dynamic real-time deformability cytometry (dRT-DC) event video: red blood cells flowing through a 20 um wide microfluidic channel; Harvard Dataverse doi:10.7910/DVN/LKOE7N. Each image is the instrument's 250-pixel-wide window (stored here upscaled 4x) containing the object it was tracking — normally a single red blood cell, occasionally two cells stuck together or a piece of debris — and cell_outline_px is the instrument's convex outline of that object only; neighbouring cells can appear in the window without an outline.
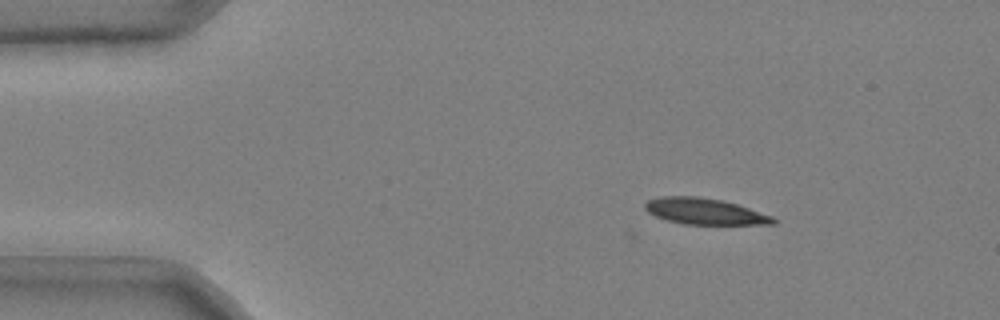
{"species": "common noctule bat (a hibernating species)", "species_latin": "Nyctalus noctula", "temperature_condition": "cold", "stored_images_in_passage": 45, "camera_frame_rate_fps": 3000, "um_per_image_px": 0.085, "animal": {"sex": "male", "body_mass_g": 20.4}, "frame": {"image": 1, "passage_image": 1, "time_ms": 0.0, "image_size_px": [1000, 320], "cell_outline_px": [[776, 224], [684, 224], [668, 220], [656, 216], [648, 212], [644, 208], [644, 204], [648, 200], [660, 196], [696, 196], [720, 200], [736, 204], [772, 216], [776, 220]], "centroid_in_image_um": [59.87, 17.96], "position_along_channel_um": 25.1, "area_um2": 19.31}}
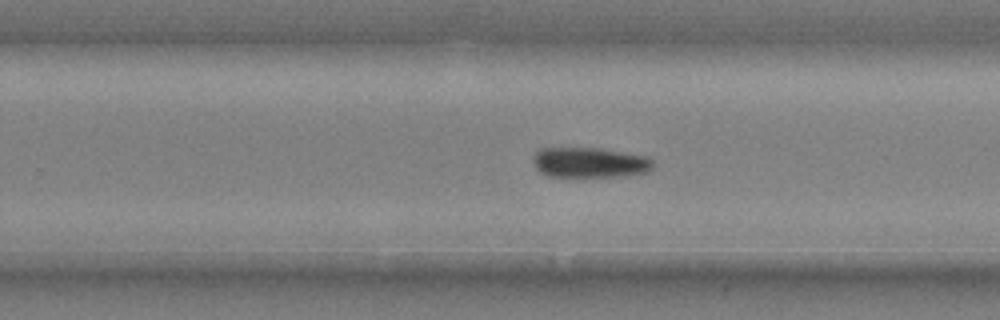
{"frame": {"image": 2, "passage_image": 27, "time_ms": 8.667, "image_size_px": [1000, 320], "cell_outline_px": [[652, 168], [648, 172], [628, 176], [548, 176], [540, 172], [536, 168], [536, 152], [540, 148], [600, 148], [648, 156], [652, 160]], "centroid_in_image_um": [50.19, 13.81], "position_along_channel_um": 279.6, "area_um2": 20.98}}
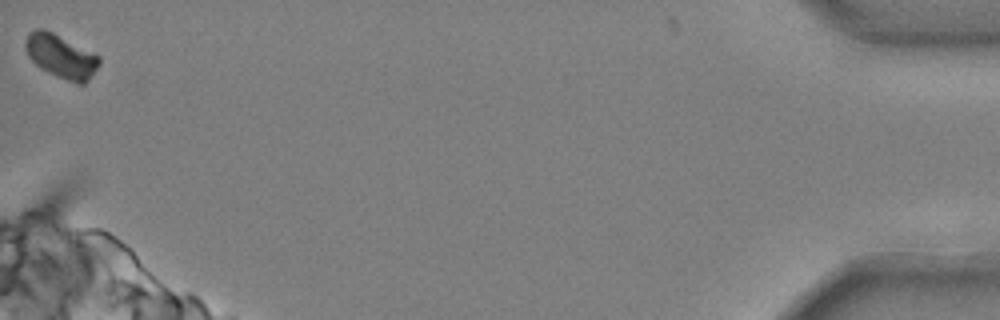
{"frame": {"image": 3, "passage_image": 45, "time_ms": 14.667, "image_size_px": [1000, 320], "cell_outline_px": [[100, 64], [88, 80], [84, 84], [76, 84], [56, 76], [40, 68], [28, 56], [24, 48], [24, 40], [28, 32], [36, 28], [44, 28], [100, 56]], "centroid_in_image_um": [5.15, 4.77], "position_along_channel_um": 430.0, "area_um2": 18.84}, "authors_computed_cell_mechanics": {"area_um2": 20.808, "velocity_mm_per_s": 3.6798, "shape_relaxation_time_tau1_ms": 4.1029, "shape_relaxation_time_tau2_ms": null, "deformation_change_tau1": 0.122, "deformation_change_tau2": null}}